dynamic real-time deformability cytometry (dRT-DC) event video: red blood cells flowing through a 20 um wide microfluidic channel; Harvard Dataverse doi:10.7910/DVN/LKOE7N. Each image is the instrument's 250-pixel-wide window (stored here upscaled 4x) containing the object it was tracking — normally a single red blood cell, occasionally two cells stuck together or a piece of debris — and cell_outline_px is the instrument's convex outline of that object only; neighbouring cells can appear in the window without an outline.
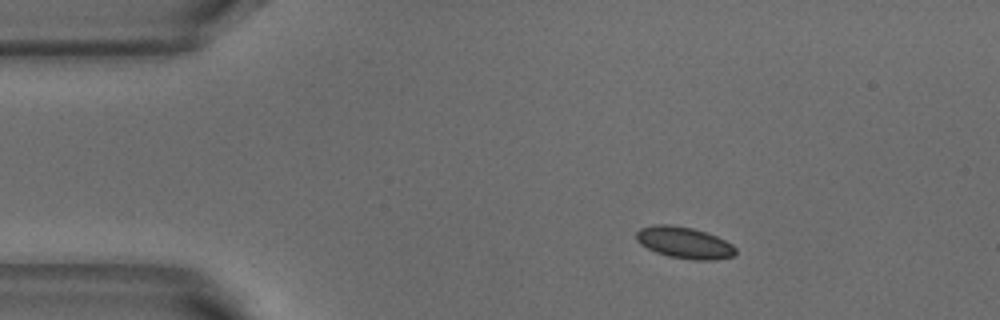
{"species": "common noctule bat (a hibernating species)", "species_latin": "Nyctalus noctula", "temperature_condition": "warm", "stored_images_in_passage": 5, "camera_frame_rate_fps": 3000, "um_per_image_px": 0.085, "animal": {"sex": "male", "body_mass_g": 18.8}, "frame": {"image": 1, "passage_image": 2, "time_ms": 0.333, "image_size_px": [1000, 320], "cell_outline_px": [[736, 256], [712, 260], [692, 260], [668, 256], [656, 252], [640, 244], [636, 240], [636, 232], [640, 228], [652, 224], [672, 224], [692, 228], [716, 236], [732, 244], [736, 248]], "centroid_in_image_um": [58.16, 20.62], "position_along_channel_um": 26.8, "area_um2": 18.38}}
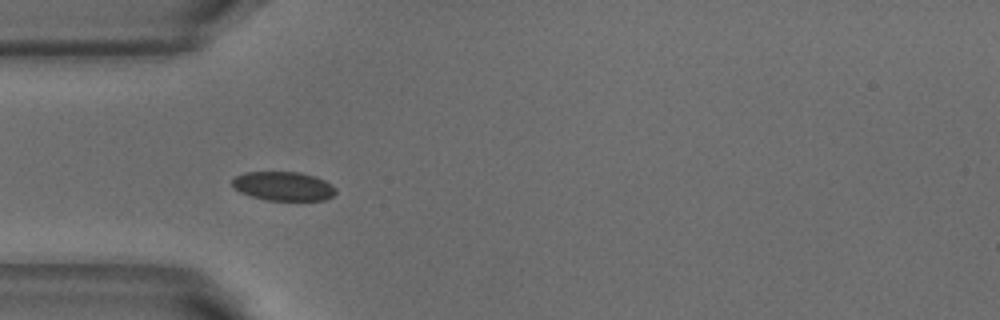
{"frame": {"image": 2, "passage_image": 4, "time_ms": 1.0, "image_size_px": [1000, 320], "cell_outline_px": [[336, 192], [332, 196], [324, 200], [268, 200], [252, 196], [240, 192], [232, 184], [232, 180], [236, 176], [244, 172], [300, 172], [316, 176], [332, 184], [336, 188]], "centroid_in_image_um": [24.12, 15.81], "position_along_channel_um": 60.9, "area_um2": 17.46}}
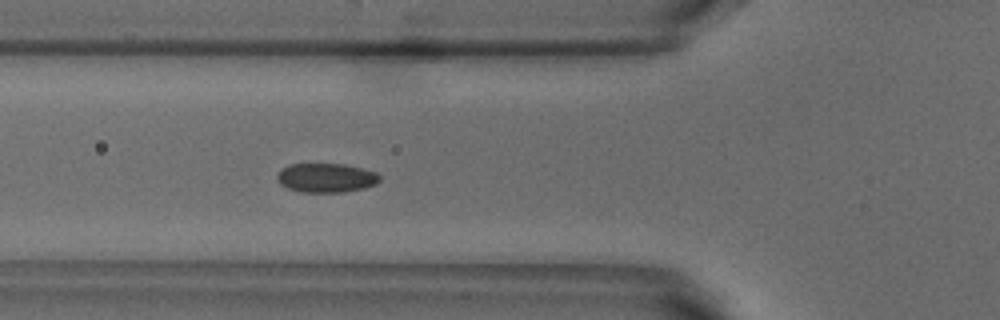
{"frame": {"image": 3, "passage_image": 5, "time_ms": 1.333, "image_size_px": [1000, 320], "cell_outline_px": [[380, 180], [376, 184], [364, 188], [344, 192], [300, 192], [288, 188], [280, 184], [276, 180], [276, 176], [288, 164], [344, 164], [364, 168], [376, 172], [380, 176]], "centroid_in_image_um": [27.74, 15.11], "position_along_channel_um": 98.1, "area_um2": 17.51}}